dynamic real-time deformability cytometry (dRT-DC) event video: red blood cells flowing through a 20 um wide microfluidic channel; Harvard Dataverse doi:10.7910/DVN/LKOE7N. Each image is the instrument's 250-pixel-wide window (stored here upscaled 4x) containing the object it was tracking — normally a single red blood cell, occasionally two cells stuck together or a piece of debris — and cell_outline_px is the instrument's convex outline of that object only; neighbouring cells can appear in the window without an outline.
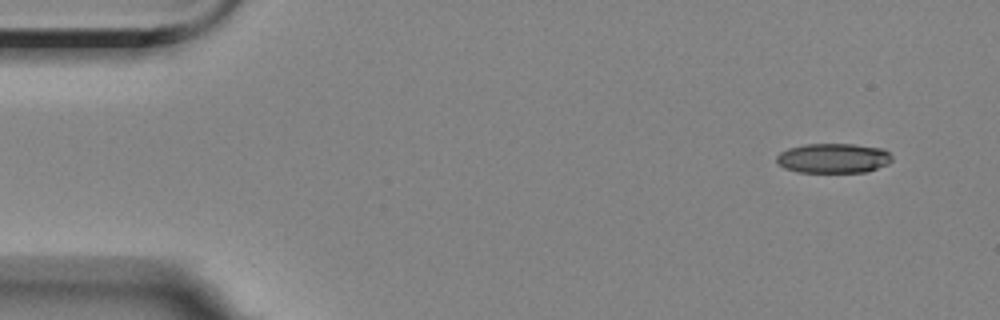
{"species": "Egyptian fruit bat (a non-hibernating species)", "species_latin": "Rousettus aegyptiacus", "temperature_condition": "room temperature", "stored_images_in_passage": 5, "camera_frame_rate_fps": 3000, "um_per_image_px": 0.085, "animal": {"sex": "female"}, "frame": {"image": 1, "passage_image": 1, "time_ms": 0.0, "image_size_px": [1000, 320], "cell_outline_px": [[892, 160], [888, 164], [864, 172], [796, 172], [784, 168], [776, 164], [776, 156], [780, 152], [788, 148], [804, 144], [856, 144], [884, 148], [892, 156]], "centroid_in_image_um": [70.81, 13.44], "position_along_channel_um": 14.2, "area_um2": 20.23}}
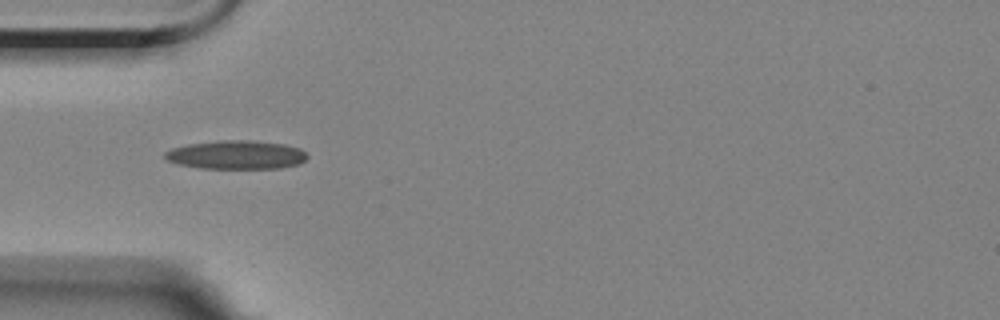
{"frame": {"image": 2, "passage_image": 4, "time_ms": 4.333, "image_size_px": [1000, 320], "cell_outline_px": [[308, 156], [300, 164], [280, 168], [200, 168], [180, 164], [168, 160], [164, 156], [164, 152], [172, 148], [188, 144], [220, 140], [252, 140], [284, 144], [300, 148]], "centroid_in_image_um": [20.1, 13.15], "position_along_channel_um": 64.9, "area_um2": 23.7}}
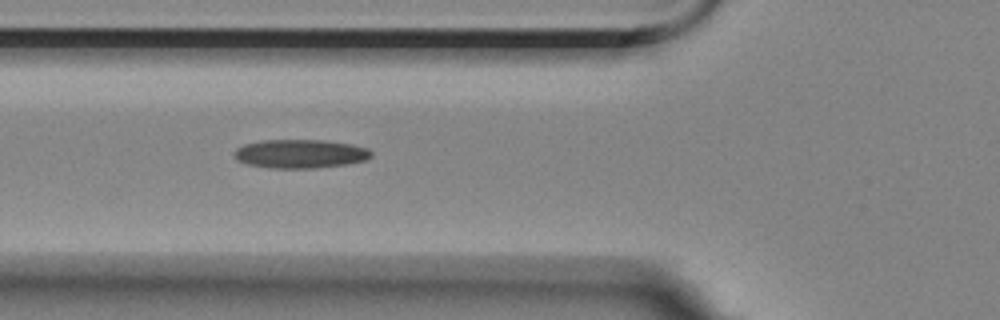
{"frame": {"image": 3, "passage_image": 5, "time_ms": 5.333, "image_size_px": [1000, 320], "cell_outline_px": [[372, 156], [368, 160], [348, 164], [316, 168], [268, 168], [248, 164], [236, 160], [232, 156], [232, 152], [236, 148], [244, 144], [264, 140], [324, 140], [352, 144], [368, 148], [372, 152]], "centroid_in_image_um": [25.52, 13.07], "position_along_channel_um": 100.3, "area_um2": 23.29}}